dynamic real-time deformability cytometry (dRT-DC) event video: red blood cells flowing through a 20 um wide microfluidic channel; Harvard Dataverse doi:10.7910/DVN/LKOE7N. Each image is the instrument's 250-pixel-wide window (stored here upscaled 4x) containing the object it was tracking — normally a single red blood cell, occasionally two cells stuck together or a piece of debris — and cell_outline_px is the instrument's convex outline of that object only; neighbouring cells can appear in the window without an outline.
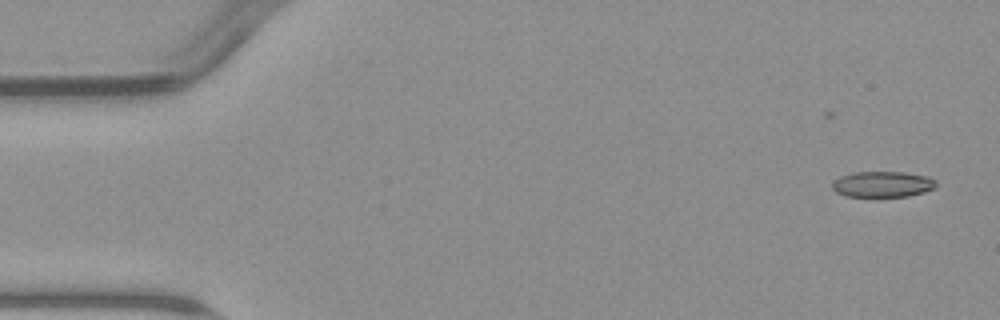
{"species": "common noctule bat (a hibernating species)", "species_latin": "Nyctalus noctula", "temperature_condition": "warm", "stored_images_in_passage": 5, "camera_frame_rate_fps": 3000, "um_per_image_px": 0.085, "animal": {"sex": "male", "body_mass_g": 23.1, "forearm_length_mm": 52.7}, "frame": {"image": 1, "passage_image": 1, "time_ms": 0.0, "image_size_px": [1000, 320], "cell_outline_px": [[936, 188], [924, 192], [908, 196], [876, 200], [844, 196], [836, 192], [832, 188], [832, 184], [840, 176], [856, 172], [904, 172], [928, 176], [936, 180]], "centroid_in_image_um": [75.02, 15.72], "position_along_channel_um": 10.0, "area_um2": 16.53}}
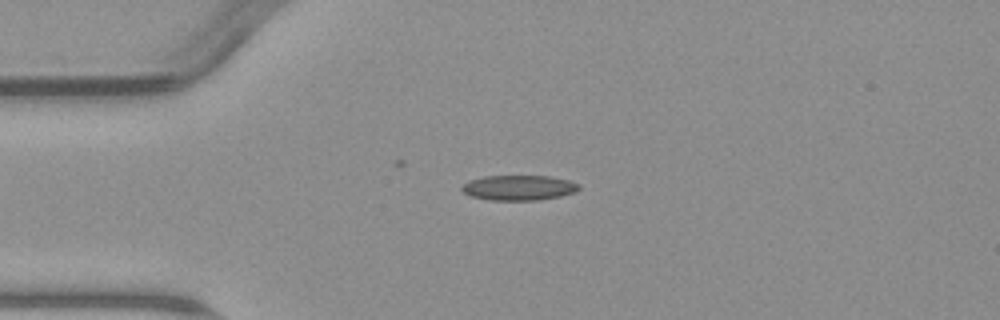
{"frame": {"image": 2, "passage_image": 4, "time_ms": 3.667, "image_size_px": [1000, 320], "cell_outline_px": [[580, 188], [576, 192], [560, 196], [536, 200], [488, 200], [472, 196], [464, 192], [460, 188], [468, 180], [484, 176], [548, 176], [568, 180], [580, 184]], "centroid_in_image_um": [44.1, 15.95], "position_along_channel_um": 40.9, "area_um2": 17.11}}